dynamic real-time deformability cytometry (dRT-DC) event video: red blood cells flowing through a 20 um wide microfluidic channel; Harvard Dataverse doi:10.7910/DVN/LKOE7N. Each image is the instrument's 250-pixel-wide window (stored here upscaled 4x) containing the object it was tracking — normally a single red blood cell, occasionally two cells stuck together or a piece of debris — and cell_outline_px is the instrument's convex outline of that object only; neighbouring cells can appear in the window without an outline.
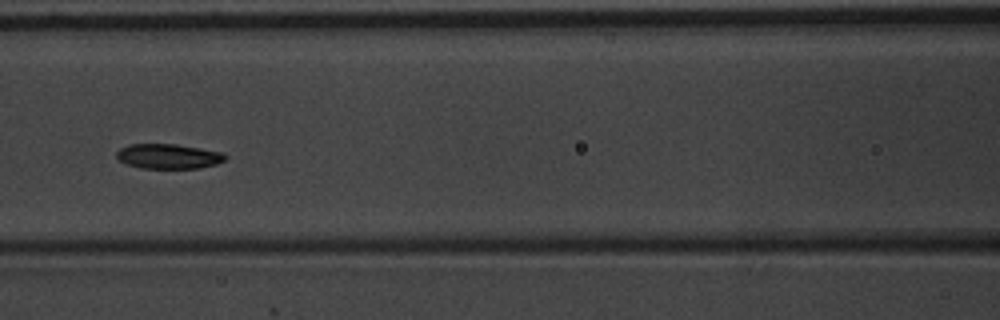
{"species": "common noctule bat (a hibernating species)", "species_latin": "Nyctalus noctula", "temperature_condition": "warm", "stored_images_in_passage": 9, "camera_frame_rate_fps": 3000, "um_per_image_px": 0.085, "animal": {"sex": "male", "body_mass_g": 20.1, "forearm_length_mm": 53.5}, "frame": {"image": 1, "passage_image": 7, "time_ms": 2.0, "image_size_px": [1000, 320], "cell_outline_px": [[228, 156], [224, 160], [216, 164], [200, 168], [140, 168], [128, 164], [120, 160], [116, 156], [116, 152], [120, 148], [128, 144], [176, 144], [224, 152]], "centroid_in_image_um": [14.34, 13.28], "position_along_channel_um": 152.3, "area_um2": 15.78}}
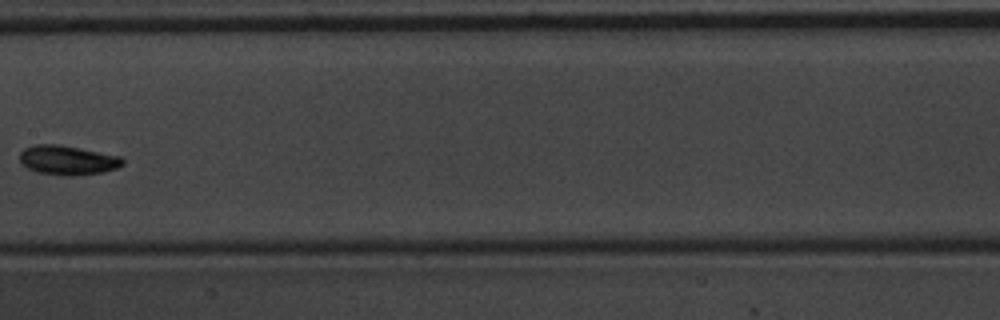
{"frame": {"image": 2, "passage_image": 8, "time_ms": 2.333, "image_size_px": [1000, 320], "cell_outline_px": [[124, 164], [116, 168], [104, 172], [72, 176], [60, 176], [36, 172], [20, 164], [20, 152], [24, 148], [32, 144], [60, 144], [120, 156], [124, 160]], "centroid_in_image_um": [5.71, 13.61], "position_along_channel_um": 201.7, "area_um2": 17.92}}
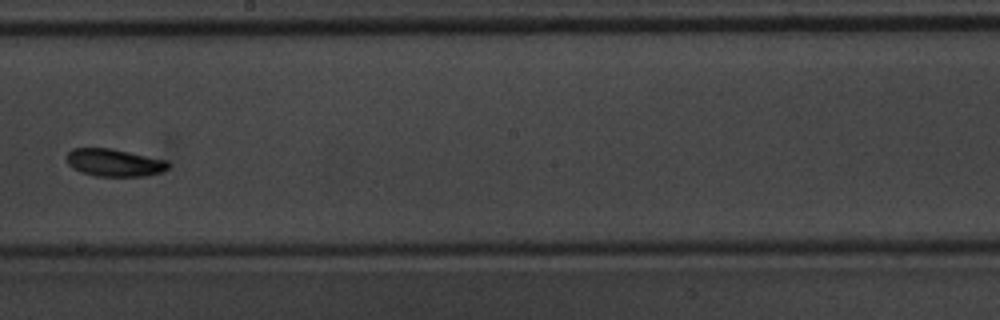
{"frame": {"image": 3, "passage_image": 9, "time_ms": 2.667, "image_size_px": [1000, 320], "cell_outline_px": [[168, 168], [164, 172], [148, 176], [96, 176], [80, 172], [72, 168], [68, 164], [64, 156], [72, 148], [112, 148], [168, 160]], "centroid_in_image_um": [9.7, 13.82], "position_along_channel_um": 238.5, "area_um2": 16.65}}